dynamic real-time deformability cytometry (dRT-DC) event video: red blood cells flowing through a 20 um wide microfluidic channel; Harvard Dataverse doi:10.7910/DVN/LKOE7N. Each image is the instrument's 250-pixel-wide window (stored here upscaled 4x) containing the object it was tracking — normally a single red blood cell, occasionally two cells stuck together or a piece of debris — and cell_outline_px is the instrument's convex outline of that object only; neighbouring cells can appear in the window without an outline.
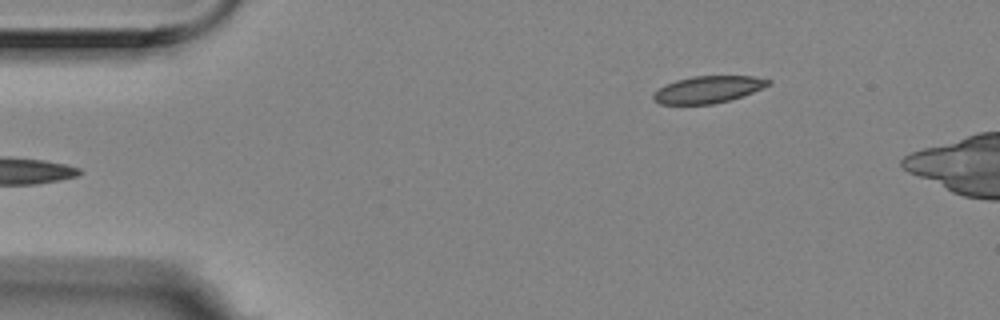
{"species": "Egyptian fruit bat (a non-hibernating species)", "species_latin": "Rousettus aegyptiacus", "temperature_condition": "room temperature", "stored_images_in_passage": 2, "camera_frame_rate_fps": 3000, "um_per_image_px": 0.085, "animal": {"sex": "female"}, "frame": {"image": 1, "passage_image": 2, "time_ms": 0.333, "image_size_px": [1000, 320], "cell_outline_px": [[772, 84], [752, 92], [728, 100], [712, 104], [660, 104], [652, 100], [652, 96], [664, 84], [676, 80], [692, 76], [752, 76], [772, 80]], "centroid_in_image_um": [60.17, 7.6], "position_along_channel_um": 24.8, "area_um2": 17.98}}